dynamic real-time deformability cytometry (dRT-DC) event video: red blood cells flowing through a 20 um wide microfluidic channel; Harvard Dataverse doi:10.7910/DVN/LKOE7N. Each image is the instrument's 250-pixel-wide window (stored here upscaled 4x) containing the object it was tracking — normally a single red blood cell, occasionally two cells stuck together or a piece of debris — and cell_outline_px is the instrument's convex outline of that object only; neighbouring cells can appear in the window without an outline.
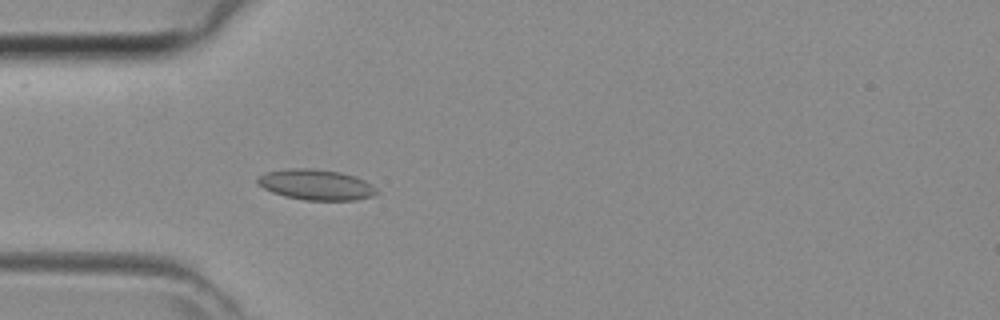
{"species": "common noctule bat (a hibernating species)", "species_latin": "Nyctalus noctula", "temperature_condition": "room temperature", "stored_images_in_passage": 34, "camera_frame_rate_fps": 3000, "um_per_image_px": 0.085, "animal": {"sex": "female", "body_mass_g": 29.2, "forearm_length_mm": 56.3}, "frame": {"image": 1, "passage_image": 3, "time_ms": 0.667, "image_size_px": [1000, 320], "cell_outline_px": [[380, 192], [372, 196], [356, 200], [304, 200], [284, 196], [272, 192], [264, 188], [256, 180], [256, 176], [264, 172], [284, 168], [312, 168], [340, 172], [356, 176], [372, 184]], "centroid_in_image_um": [26.85, 15.69], "position_along_channel_um": 58.1, "area_um2": 21.5}}
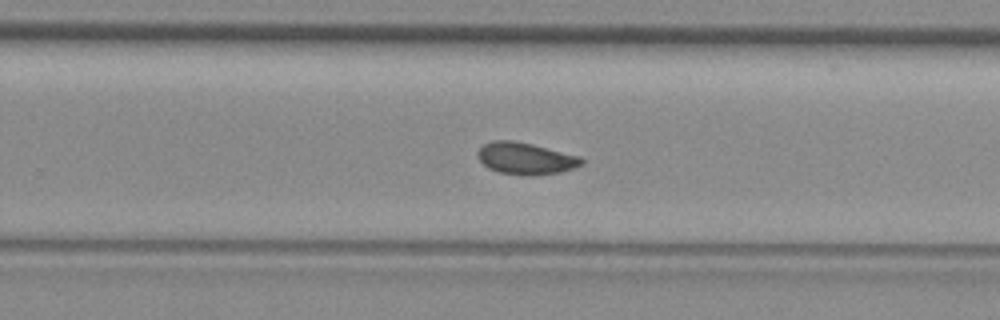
{"frame": {"image": 2, "passage_image": 18, "time_ms": 5.667, "image_size_px": [1000, 320], "cell_outline_px": [[584, 164], [560, 172], [532, 176], [524, 176], [500, 172], [488, 168], [476, 156], [476, 152], [484, 144], [492, 140], [512, 140], [532, 144], [580, 156], [584, 160]], "centroid_in_image_um": [44.67, 13.47], "position_along_channel_um": 285.1, "area_um2": 19.36}}
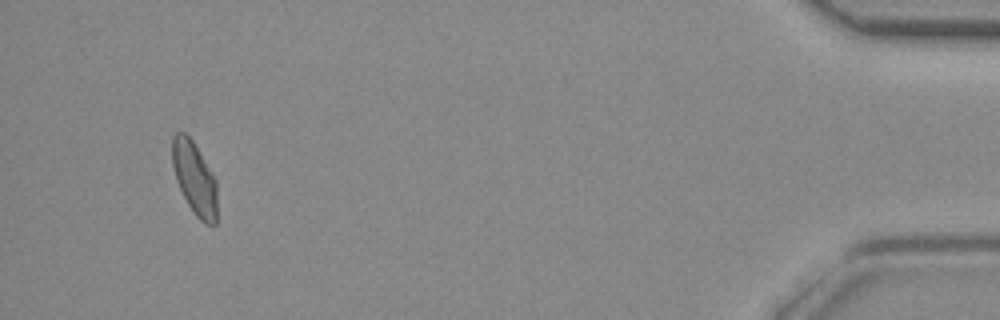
{"frame": {"image": 3, "passage_image": 32, "time_ms": 10.333, "image_size_px": [1000, 320], "cell_outline_px": [[216, 224], [204, 224], [196, 216], [188, 204], [176, 180], [172, 164], [172, 136], [176, 132], [184, 132], [192, 140], [216, 180]], "centroid_in_image_um": [16.52, 15.15], "position_along_channel_um": 418.7, "area_um2": 18.79}}